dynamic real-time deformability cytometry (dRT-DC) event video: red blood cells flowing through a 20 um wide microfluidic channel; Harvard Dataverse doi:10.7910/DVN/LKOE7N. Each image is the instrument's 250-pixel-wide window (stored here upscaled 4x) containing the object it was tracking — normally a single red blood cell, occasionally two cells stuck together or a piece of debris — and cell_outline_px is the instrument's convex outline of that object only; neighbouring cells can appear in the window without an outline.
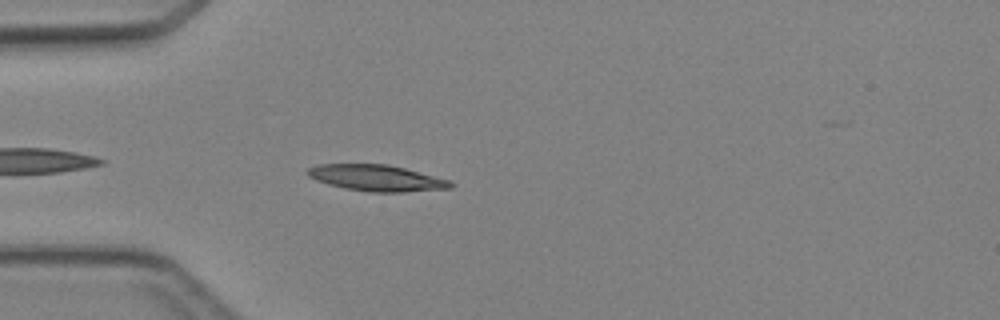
{"species": "Egyptian fruit bat (a non-hibernating species)", "species_latin": "Rousettus aegyptiacus", "temperature_condition": "cold", "stored_images_in_passage": 4, "camera_frame_rate_fps": 3000, "um_per_image_px": 0.085, "animal": {"sex": "female"}, "frame": {"image": 1, "passage_image": 4, "time_ms": 3.667, "image_size_px": [1000, 320], "cell_outline_px": [[452, 188], [404, 192], [368, 192], [344, 188], [328, 184], [316, 180], [308, 176], [308, 168], [316, 164], [388, 164], [404, 168], [448, 180], [452, 184]], "centroid_in_image_um": [31.97, 15.13], "position_along_channel_um": 53.0, "area_um2": 21.68}}